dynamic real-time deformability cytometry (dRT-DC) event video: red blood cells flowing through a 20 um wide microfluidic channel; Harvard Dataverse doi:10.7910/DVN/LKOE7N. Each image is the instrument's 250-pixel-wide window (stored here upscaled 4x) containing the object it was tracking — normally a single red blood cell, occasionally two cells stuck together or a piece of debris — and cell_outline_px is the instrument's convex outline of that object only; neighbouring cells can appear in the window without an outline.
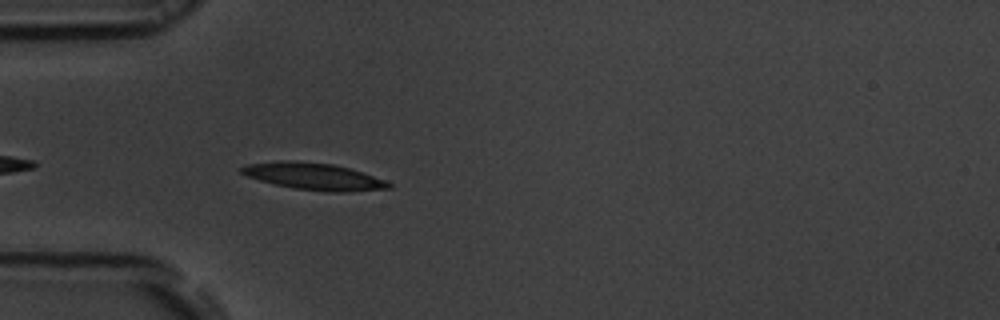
{"species": "common noctule bat (a hibernating species)", "species_latin": "Nyctalus noctula", "temperature_condition": "room temperature", "stored_images_in_passage": 21, "camera_frame_rate_fps": 3000, "um_per_image_px": 0.085, "animal": {"sex": "male", "body_mass_g": 19.5, "forearm_length_mm": 54.6}, "frame": {"image": 1, "passage_image": 3, "time_ms": 0.667, "image_size_px": [1000, 320], "cell_outline_px": [[392, 188], [344, 192], [328, 192], [292, 188], [260, 180], [248, 176], [240, 172], [240, 168], [248, 164], [280, 160], [292, 160], [332, 164], [348, 168], [384, 180], [392, 184]], "centroid_in_image_um": [26.65, 14.99], "position_along_channel_um": 58.3, "area_um2": 22.83}}
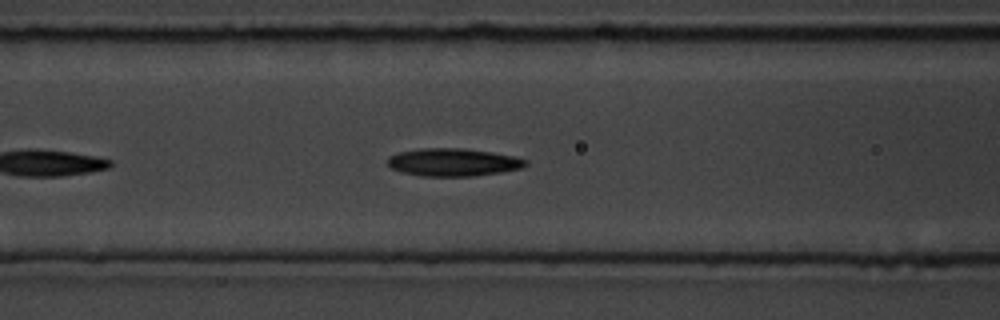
{"frame": {"image": 2, "passage_image": 9, "time_ms": 2.667, "image_size_px": [1000, 320], "cell_outline_px": [[528, 164], [524, 168], [500, 172], [472, 176], [420, 176], [404, 172], [392, 168], [388, 164], [388, 156], [400, 152], [420, 148], [464, 148], [492, 152], [516, 156], [528, 160]], "centroid_in_image_um": [38.57, 13.78], "position_along_channel_um": 128.0, "area_um2": 22.43}}
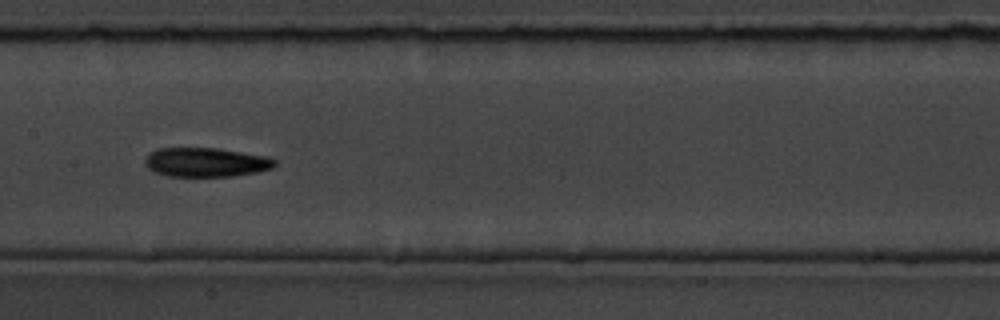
{"frame": {"image": 3, "passage_image": 14, "time_ms": 4.333, "image_size_px": [1000, 320], "cell_outline_px": [[276, 164], [272, 168], [256, 172], [232, 176], [168, 176], [152, 172], [144, 164], [144, 160], [148, 152], [156, 148], [220, 148], [268, 156], [276, 160]], "centroid_in_image_um": [17.47, 13.78], "position_along_channel_um": 189.9, "area_um2": 22.37}}